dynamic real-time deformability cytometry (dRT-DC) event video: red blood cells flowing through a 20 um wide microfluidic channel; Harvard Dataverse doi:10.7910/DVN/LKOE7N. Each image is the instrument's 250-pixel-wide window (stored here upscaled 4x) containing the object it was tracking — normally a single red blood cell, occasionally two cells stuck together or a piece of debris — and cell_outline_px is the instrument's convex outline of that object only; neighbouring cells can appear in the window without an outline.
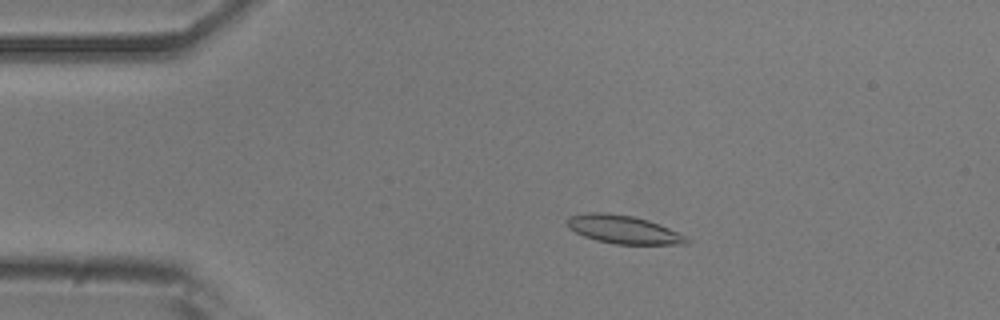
{"species": "common noctule bat (a hibernating species)", "species_latin": "Nyctalus noctula", "temperature_condition": "room temperature", "stored_images_in_passage": 54, "camera_frame_rate_fps": 3000, "um_per_image_px": 0.085, "animal": {"sex": "male", "body_mass_g": 20.5, "forearm_length_mm": 52.5}, "frame": {"image": 1, "passage_image": 10, "time_ms": 3.0, "image_size_px": [1000, 320], "cell_outline_px": [[692, 240], [688, 244], [616, 244], [596, 240], [584, 236], [568, 228], [568, 216], [588, 212], [604, 212], [632, 216], [648, 220], [660, 224], [688, 236]], "centroid_in_image_um": [53.04, 19.51], "position_along_channel_um": 32.0, "area_um2": 19.77}}
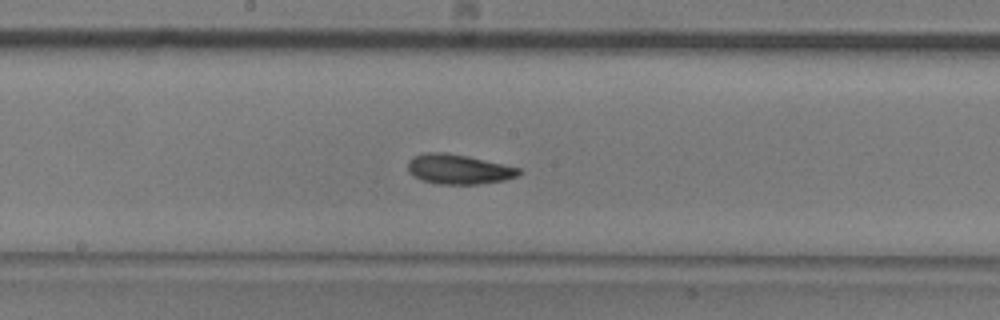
{"frame": {"image": 2, "passage_image": 28, "time_ms": 9.0, "image_size_px": [1000, 320], "cell_outline_px": [[520, 172], [516, 176], [504, 180], [476, 184], [440, 184], [420, 180], [412, 176], [408, 172], [408, 160], [412, 156], [424, 152], [444, 152], [468, 156], [520, 168]], "centroid_in_image_um": [38.9, 14.37], "position_along_channel_um": 209.3, "area_um2": 19.31}}
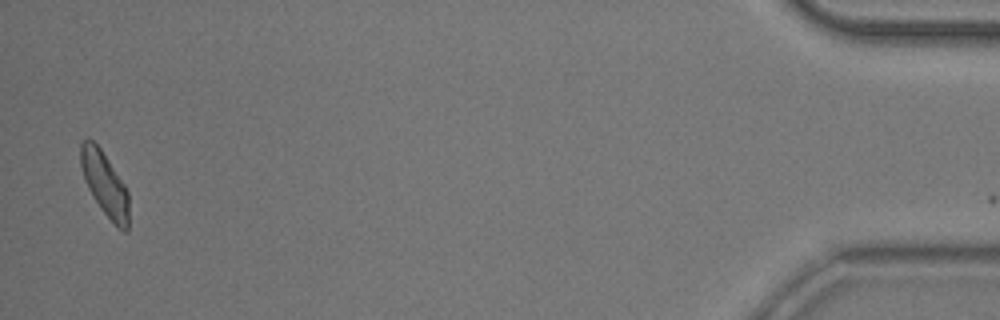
{"frame": {"image": 3, "passage_image": 53, "time_ms": 17.333, "image_size_px": [1000, 320], "cell_outline_px": [[128, 232], [124, 232], [100, 208], [92, 196], [84, 180], [80, 164], [80, 144], [88, 136], [100, 148], [124, 184], [128, 192]], "centroid_in_image_um": [8.88, 15.6], "position_along_channel_um": 426.3, "area_um2": 17.74}}